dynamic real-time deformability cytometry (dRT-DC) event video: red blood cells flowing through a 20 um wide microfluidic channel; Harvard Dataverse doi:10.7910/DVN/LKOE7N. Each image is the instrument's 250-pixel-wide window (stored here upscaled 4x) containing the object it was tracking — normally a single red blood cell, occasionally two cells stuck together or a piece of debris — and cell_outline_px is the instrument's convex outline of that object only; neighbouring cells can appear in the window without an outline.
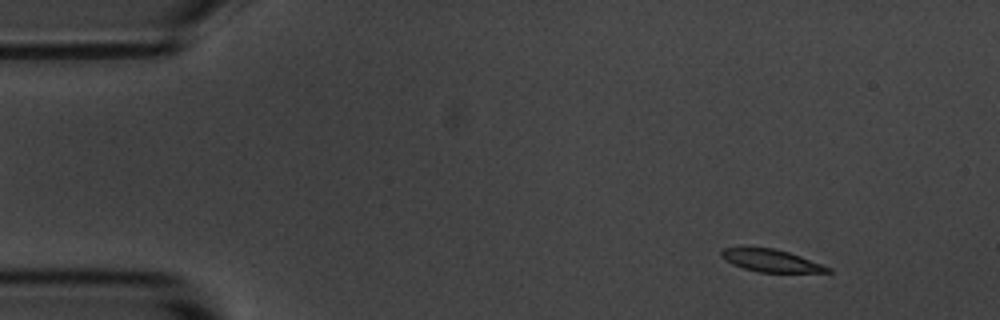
{"species": "common noctule bat (a hibernating species)", "species_latin": "Nyctalus noctula", "temperature_condition": "room temperature", "stored_images_in_passage": 52, "segment_of_instrument_passage": [1, 2], "camera_frame_rate_fps": 3000, "um_per_image_px": 0.085, "animal": {"sex": "male", "body_mass_g": 20.1, "forearm_length_mm": 53.5}, "frame": {"image": 1, "passage_image": 2, "time_ms": 0.333, "image_size_px": [1000, 320], "cell_outline_px": [[832, 272], [760, 272], [744, 268], [732, 264], [720, 256], [720, 252], [724, 248], [772, 248], [788, 252], [800, 256], [832, 268]], "centroid_in_image_um": [65.55, 22.16], "position_along_channel_um": 19.5, "area_um2": 13.58}}
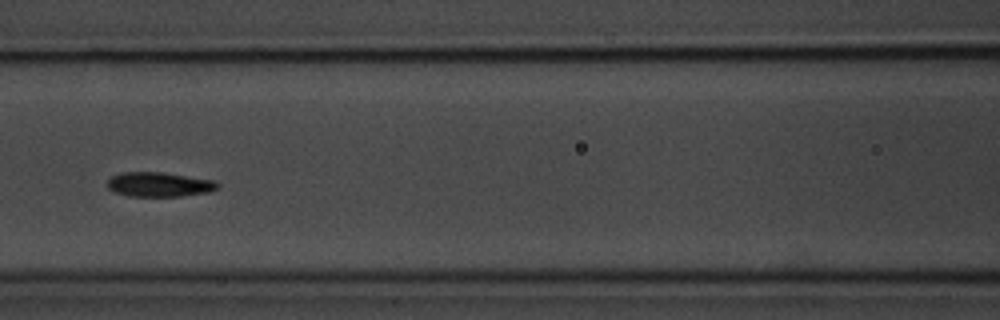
{"frame": {"image": 2, "passage_image": 20, "time_ms": 6.333, "image_size_px": [1000, 320], "cell_outline_px": [[220, 188], [208, 192], [180, 196], [128, 196], [112, 192], [108, 188], [108, 180], [112, 176], [120, 172], [160, 172], [216, 180], [220, 184]], "centroid_in_image_um": [13.54, 15.68], "position_along_channel_um": 153.1, "area_um2": 15.9}}
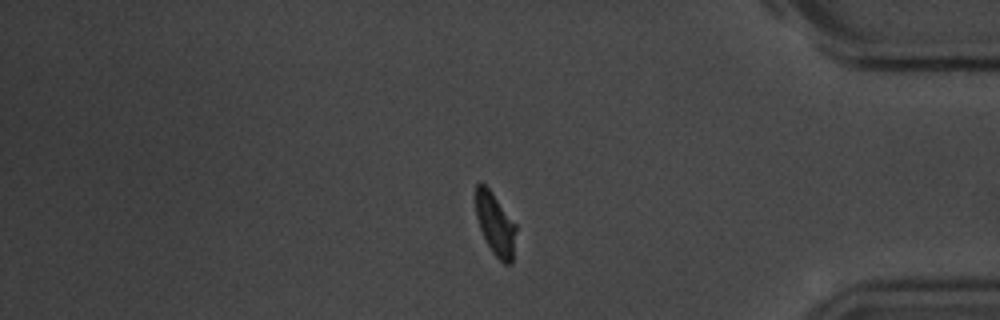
{"frame": {"image": 3, "passage_image": 42, "time_ms": 13.667, "image_size_px": [1000, 320], "cell_outline_px": [[516, 228], [512, 264], [504, 264], [492, 252], [480, 228], [476, 216], [476, 184], [480, 180], [492, 192], [516, 224]], "centroid_in_image_um": [42.1, 19.04], "position_along_channel_um": 393.1, "area_um2": 14.51}}